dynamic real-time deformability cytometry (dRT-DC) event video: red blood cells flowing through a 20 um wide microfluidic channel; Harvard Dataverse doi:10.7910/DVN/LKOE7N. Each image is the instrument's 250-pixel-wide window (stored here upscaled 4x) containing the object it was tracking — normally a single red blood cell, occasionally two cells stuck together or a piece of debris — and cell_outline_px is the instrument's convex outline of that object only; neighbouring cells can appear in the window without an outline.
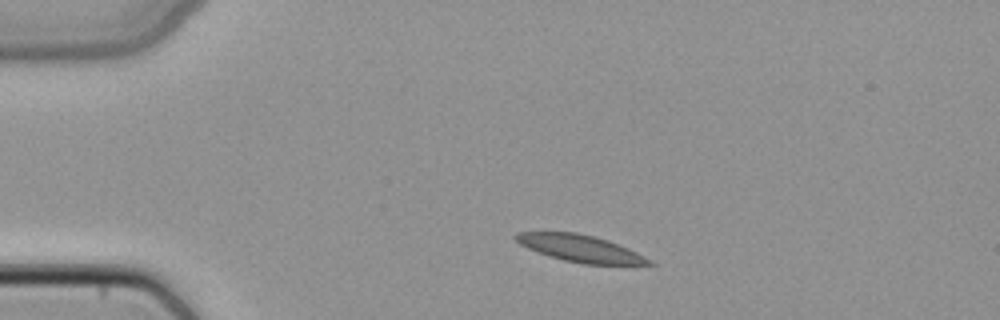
{"species": "common noctule bat (a hibernating species)", "species_latin": "Nyctalus noctula", "temperature_condition": "cold", "stored_images_in_passage": 2, "camera_frame_rate_fps": 3000, "um_per_image_px": 0.085, "animal": {"sex": "female", "body_mass_g": 22.7, "forearm_length_mm": 54.2}, "frame": {"image": 1, "passage_image": 1, "time_ms": 0.0, "image_size_px": [1000, 320], "cell_outline_px": [[656, 264], [584, 264], [564, 260], [528, 248], [520, 244], [512, 236], [516, 232], [576, 232], [608, 240], [628, 248], [652, 260]], "centroid_in_image_um": [49.32, 21.1], "position_along_channel_um": 35.7, "area_um2": 20.58}}